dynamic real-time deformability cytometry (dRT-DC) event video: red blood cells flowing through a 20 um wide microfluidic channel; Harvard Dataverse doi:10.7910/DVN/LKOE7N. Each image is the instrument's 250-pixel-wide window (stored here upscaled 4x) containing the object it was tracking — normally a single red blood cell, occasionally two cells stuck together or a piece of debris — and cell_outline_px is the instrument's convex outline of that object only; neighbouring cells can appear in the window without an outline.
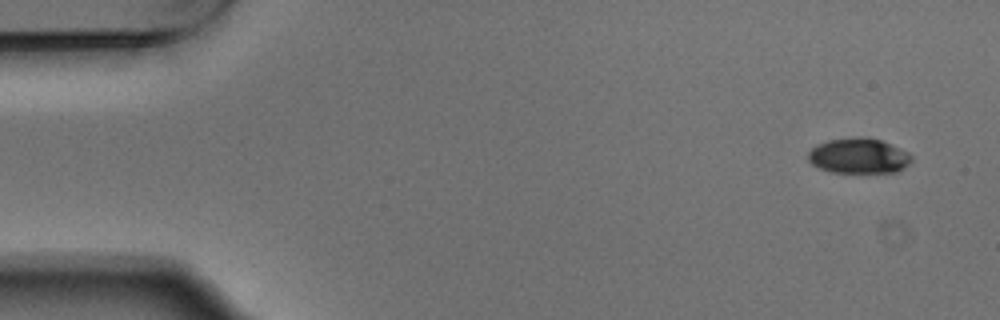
{"species": "Egyptian fruit bat (a non-hibernating species)", "species_latin": "Rousettus aegyptiacus", "temperature_condition": "warm", "stored_images_in_passage": 7, "camera_frame_rate_fps": 3000, "um_per_image_px": 0.085, "animal": {"sex": "male"}, "frame": {"image": 1, "passage_image": 1, "time_ms": 0.0, "image_size_px": [1000, 320], "cell_outline_px": [[912, 160], [904, 168], [896, 172], [832, 172], [820, 168], [812, 164], [808, 160], [808, 152], [816, 144], [828, 140], [860, 136], [868, 136], [880, 140], [908, 152], [912, 156]], "centroid_in_image_um": [72.98, 13.23], "position_along_channel_um": 12.0, "area_um2": 21.27}}
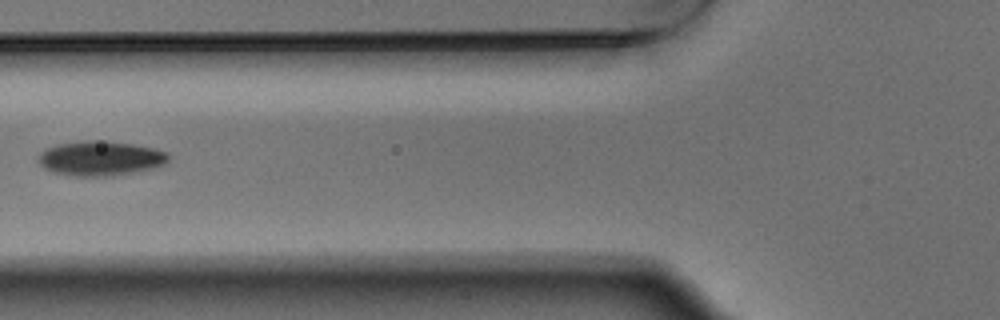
{"frame": {"image": 2, "passage_image": 6, "time_ms": 1.667, "image_size_px": [1000, 320], "cell_outline_px": [[168, 160], [164, 164], [132, 172], [112, 176], [68, 176], [52, 172], [44, 168], [36, 160], [40, 152], [44, 148], [56, 144], [84, 140], [104, 140], [132, 144], [152, 148], [168, 152]], "centroid_in_image_um": [8.44, 13.45], "position_along_channel_um": 117.4, "area_um2": 26.41}}
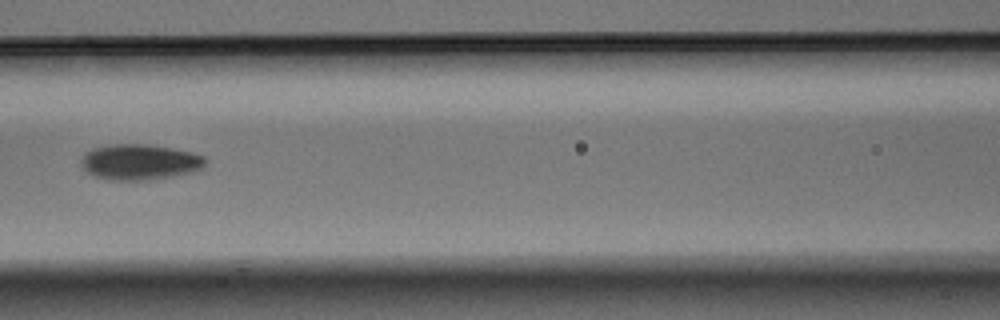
{"frame": {"image": 3, "passage_image": 7, "time_ms": 2.0, "image_size_px": [1000, 320], "cell_outline_px": [[208, 160], [204, 168], [192, 172], [172, 176], [144, 180], [108, 180], [96, 176], [88, 172], [80, 164], [80, 160], [88, 152], [96, 148], [112, 144], [144, 144], [172, 148], [192, 152], [204, 156]], "centroid_in_image_um": [11.93, 13.77], "position_along_channel_um": 154.7, "area_um2": 25.66}}